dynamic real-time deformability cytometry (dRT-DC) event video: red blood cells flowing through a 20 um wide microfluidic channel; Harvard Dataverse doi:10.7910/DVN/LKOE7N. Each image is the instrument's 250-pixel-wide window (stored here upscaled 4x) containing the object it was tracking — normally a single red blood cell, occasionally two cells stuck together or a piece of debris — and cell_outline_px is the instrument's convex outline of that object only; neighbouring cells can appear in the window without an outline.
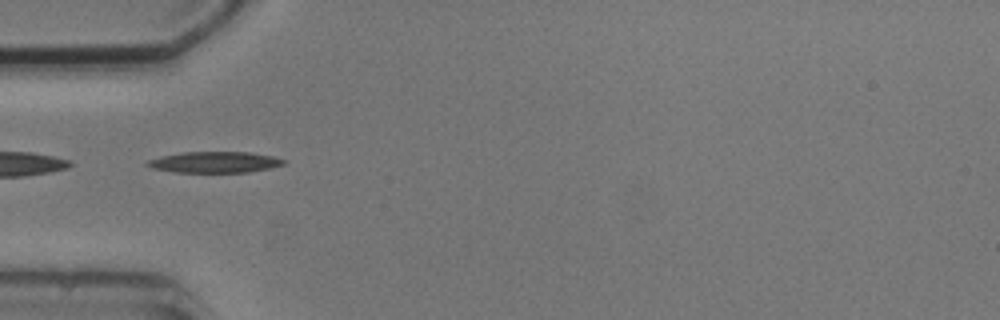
{"species": "common noctule bat (a hibernating species)", "species_latin": "Nyctalus noctula", "temperature_condition": "cold", "stored_images_in_passage": 9, "segment_of_instrument_passage": [2, 2], "camera_frame_rate_fps": 3000, "um_per_image_px": 0.085, "animal": {"sex": "male", "body_mass_g": 20.5, "forearm_length_mm": 52.5}, "frame": {"image": 1, "passage_image": 4, "time_ms": 4.333, "image_size_px": [1000, 320], "cell_outline_px": [[288, 160], [284, 164], [268, 168], [248, 172], [176, 172], [152, 168], [144, 164], [148, 160], [160, 156], [184, 152], [248, 152], [272, 156]], "centroid_in_image_um": [18.23, 13.78], "position_along_channel_um": 66.8, "area_um2": 16.65}}